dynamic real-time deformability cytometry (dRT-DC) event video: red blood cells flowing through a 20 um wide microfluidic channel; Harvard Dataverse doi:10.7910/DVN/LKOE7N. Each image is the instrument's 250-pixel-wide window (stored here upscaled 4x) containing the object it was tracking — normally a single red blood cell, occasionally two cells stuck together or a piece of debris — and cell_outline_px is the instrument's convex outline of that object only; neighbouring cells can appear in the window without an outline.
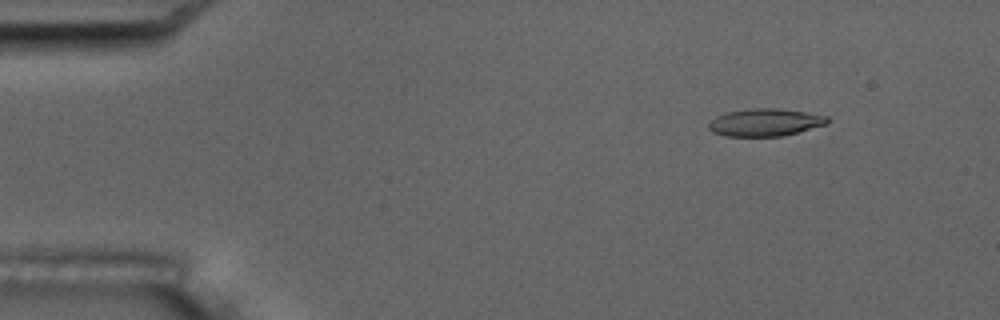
{"species": "common noctule bat (a hibernating species)", "species_latin": "Nyctalus noctula", "temperature_condition": "room temperature", "stored_images_in_passage": 5, "camera_frame_rate_fps": 3000, "um_per_image_px": 0.085, "animal": {"sex": "male", "body_mass_g": 17.5, "forearm_length_mm": 52.3}, "frame": {"image": 1, "passage_image": 2, "time_ms": 1.0, "image_size_px": [1000, 320], "cell_outline_px": [[828, 124], [784, 136], [728, 136], [712, 132], [708, 128], [708, 124], [716, 116], [728, 112], [752, 108], [780, 108], [808, 112], [828, 116]], "centroid_in_image_um": [65.07, 10.4], "position_along_channel_um": 19.9, "area_um2": 19.13}}